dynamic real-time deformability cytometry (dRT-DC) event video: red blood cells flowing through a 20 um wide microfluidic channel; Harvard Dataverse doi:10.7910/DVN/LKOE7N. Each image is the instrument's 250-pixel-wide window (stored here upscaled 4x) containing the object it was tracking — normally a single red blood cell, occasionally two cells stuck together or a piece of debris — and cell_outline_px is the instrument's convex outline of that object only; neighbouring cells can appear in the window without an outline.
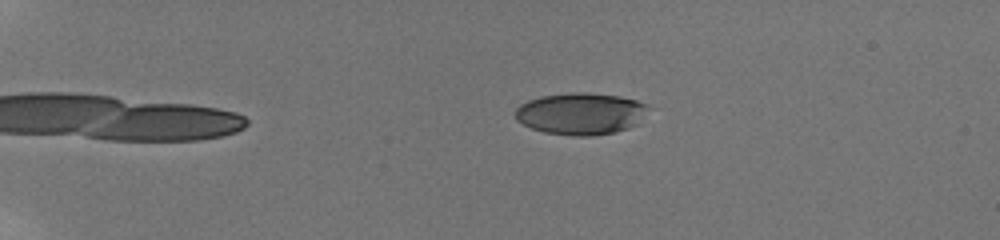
{"species": "human", "species_latin": "Homo sapiens", "temperature_condition": "room temperature", "stored_images_in_passage": 57, "camera_frame_rate_fps": 3000, "um_per_image_px": 0.085, "donor": {"sex": "male"}, "frame": {"image": 1, "passage_image": 5, "time_ms": 1.333, "image_size_px": [1000, 240], "cell_outline_px": [[644, 108], [636, 124], [628, 128], [616, 132], [592, 136], [572, 136], [544, 132], [532, 128], [516, 120], [512, 112], [520, 104], [528, 100], [540, 96], [572, 92], [584, 92], [620, 96], [636, 100], [644, 104]], "centroid_in_image_um": [49.25, 9.66], "position_along_channel_um": 35.8, "area_um2": 32.19}}
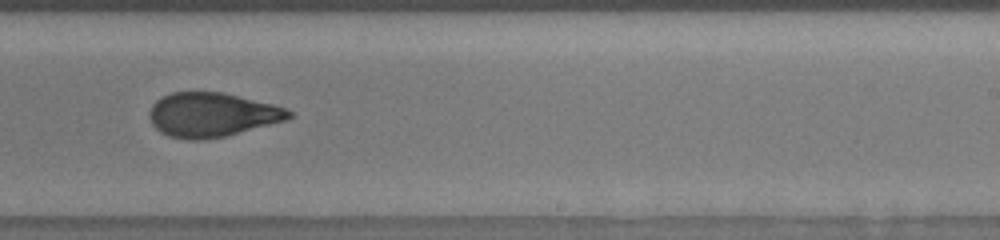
{"frame": {"image": 2, "passage_image": 35, "time_ms": 10.0, "image_size_px": [1000, 240], "cell_outline_px": [[292, 116], [288, 120], [224, 136], [204, 140], [188, 140], [168, 136], [160, 132], [152, 124], [148, 112], [152, 104], [156, 100], [172, 92], [220, 92], [272, 104], [284, 108], [292, 112]], "centroid_in_image_um": [17.98, 9.76], "position_along_channel_um": 271.0, "area_um2": 35.78}}
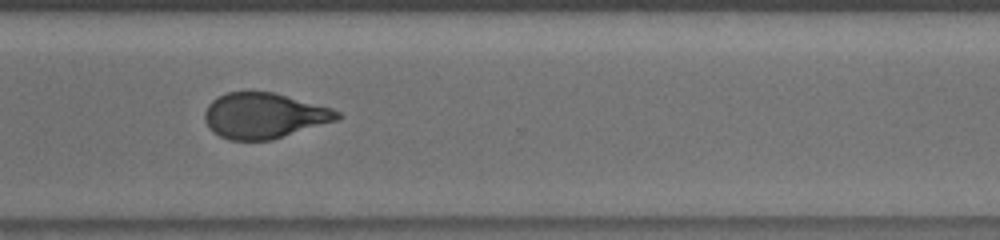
{"frame": {"image": 3, "passage_image": 47, "time_ms": 12.0, "image_size_px": [1000, 240], "cell_outline_px": [[344, 116], [336, 120], [272, 140], [228, 140], [212, 132], [204, 120], [204, 112], [208, 104], [212, 100], [228, 92], [276, 92], [332, 108], [340, 112]], "centroid_in_image_um": [22.44, 9.83], "position_along_channel_um": 348.2, "area_um2": 35.26}, "authors_computed_cell_mechanics": {"area_um2": 35.3158, "velocity_mm_per_s": 3.8694, "shape_relaxation_time_tau1_ms": 5.2314, "shape_relaxation_time_tau2_ms": 1.6924, "deformation_change_tau1": 0.1878, "deformation_change_tau2": 0.085}}